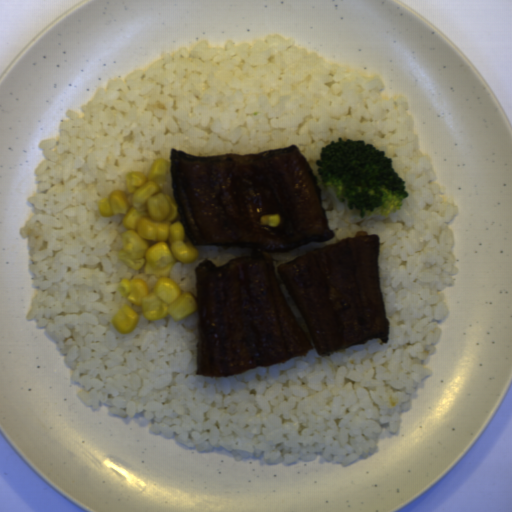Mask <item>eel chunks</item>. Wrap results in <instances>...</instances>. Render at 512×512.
<instances>
[{"instance_id":"eel-chunks-1","label":"eel chunks","mask_w":512,"mask_h":512,"mask_svg":"<svg viewBox=\"0 0 512 512\" xmlns=\"http://www.w3.org/2000/svg\"><path fill=\"white\" fill-rule=\"evenodd\" d=\"M179 218L193 245L245 246L196 273V375L230 377L306 357L313 347L276 276L273 254L334 239L319 180L296 145L249 155L170 150ZM279 214L280 224H260Z\"/></svg>"},{"instance_id":"eel-chunks-2","label":"eel chunks","mask_w":512,"mask_h":512,"mask_svg":"<svg viewBox=\"0 0 512 512\" xmlns=\"http://www.w3.org/2000/svg\"><path fill=\"white\" fill-rule=\"evenodd\" d=\"M319 356L371 339L389 341L379 274V236L344 238L276 268Z\"/></svg>"}]
</instances>
